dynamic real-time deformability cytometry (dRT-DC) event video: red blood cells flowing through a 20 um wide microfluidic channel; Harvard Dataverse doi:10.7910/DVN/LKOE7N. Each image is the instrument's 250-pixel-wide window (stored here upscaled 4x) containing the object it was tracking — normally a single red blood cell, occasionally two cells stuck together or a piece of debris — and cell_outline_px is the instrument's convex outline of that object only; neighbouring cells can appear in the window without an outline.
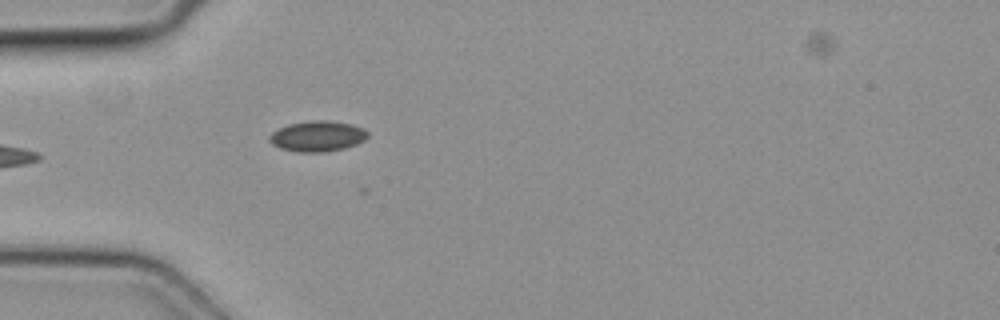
{"species": "common noctule bat (a hibernating species)", "species_latin": "Nyctalus noctula", "temperature_condition": "cold", "stored_images_in_passage": 4, "camera_frame_rate_fps": 3000, "um_per_image_px": 0.085, "animal": {"sex": "female", "body_mass_g": 19.3, "forearm_length_mm": 54.1}, "frame": {"image": 1, "passage_image": 3, "time_ms": 0.667, "image_size_px": [1000, 320], "cell_outline_px": [[368, 136], [364, 140], [356, 144], [344, 148], [324, 152], [296, 152], [280, 148], [272, 144], [268, 140], [268, 136], [272, 132], [288, 124], [312, 120], [328, 120], [352, 124], [364, 128], [368, 132]], "centroid_in_image_um": [26.98, 11.57], "position_along_channel_um": 58.0, "area_um2": 17.63}}